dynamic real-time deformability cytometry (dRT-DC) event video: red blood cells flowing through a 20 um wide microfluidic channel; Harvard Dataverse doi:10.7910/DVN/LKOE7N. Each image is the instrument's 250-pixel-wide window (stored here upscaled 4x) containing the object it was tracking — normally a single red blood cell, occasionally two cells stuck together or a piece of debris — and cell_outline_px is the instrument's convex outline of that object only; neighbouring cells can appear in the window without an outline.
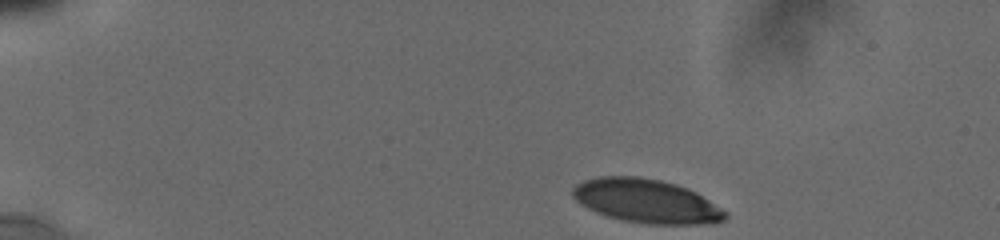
{"species": "human", "species_latin": "Homo sapiens", "temperature_condition": "cold", "stored_images_in_passage": 22, "camera_frame_rate_fps": 3000, "um_per_image_px": 0.085, "donor": {"sex": "male"}, "frame": {"image": 1, "passage_image": 1, "time_ms": 0.0, "image_size_px": [1000, 240], "cell_outline_px": [[728, 216], [724, 220], [716, 224], [648, 224], [620, 220], [596, 212], [580, 204], [572, 196], [572, 188], [576, 184], [584, 180], [600, 176], [640, 176], [660, 180], [676, 184], [688, 188], [696, 192], [728, 212]], "centroid_in_image_um": [54.96, 17.09], "position_along_channel_um": 30.0, "area_um2": 39.25}}
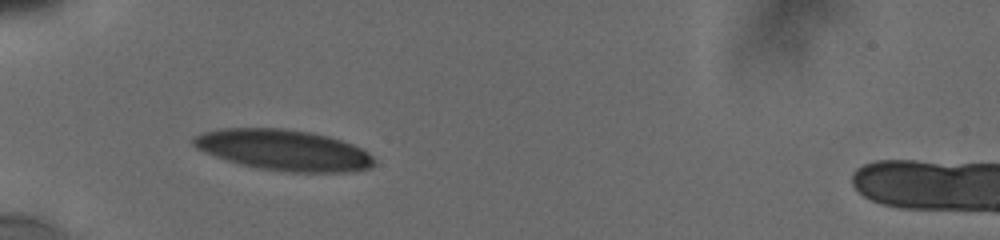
{"frame": {"image": 2, "passage_image": 14, "time_ms": 3.0, "image_size_px": [1000, 240], "cell_outline_px": [[376, 164], [372, 168], [352, 172], [288, 172], [260, 168], [240, 164], [216, 156], [196, 148], [192, 144], [192, 136], [204, 132], [220, 128], [284, 128], [312, 132], [328, 136], [352, 144], [368, 152], [376, 160]], "centroid_in_image_um": [24.14, 12.75], "position_along_channel_um": 60.9, "area_um2": 43.18}}